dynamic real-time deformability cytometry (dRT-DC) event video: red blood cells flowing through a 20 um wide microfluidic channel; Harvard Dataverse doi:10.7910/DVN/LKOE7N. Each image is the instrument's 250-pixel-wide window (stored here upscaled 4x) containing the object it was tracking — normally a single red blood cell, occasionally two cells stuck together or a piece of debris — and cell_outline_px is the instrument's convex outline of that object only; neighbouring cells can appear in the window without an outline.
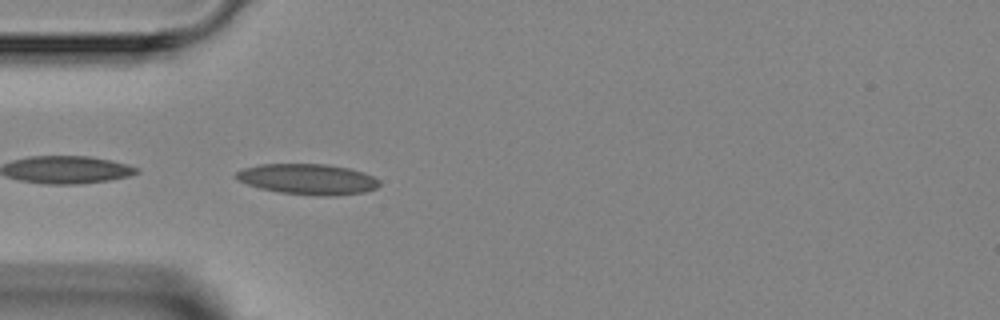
{"species": "Egyptian fruit bat (a non-hibernating species)", "species_latin": "Rousettus aegyptiacus", "temperature_condition": "room temperature", "stored_images_in_passage": 3, "camera_frame_rate_fps": 3000, "um_per_image_px": 0.085, "animal": {"sex": "female"}, "frame": {"image": 1, "passage_image": 3, "time_ms": 2.333, "image_size_px": [1000, 320], "cell_outline_px": [[380, 184], [376, 188], [364, 192], [328, 196], [320, 196], [280, 192], [260, 188], [236, 180], [236, 172], [244, 168], [260, 164], [328, 164], [348, 168], [364, 172], [380, 180]], "centroid_in_image_um": [26.17, 15.22], "position_along_channel_um": 58.8, "area_um2": 25.49}}